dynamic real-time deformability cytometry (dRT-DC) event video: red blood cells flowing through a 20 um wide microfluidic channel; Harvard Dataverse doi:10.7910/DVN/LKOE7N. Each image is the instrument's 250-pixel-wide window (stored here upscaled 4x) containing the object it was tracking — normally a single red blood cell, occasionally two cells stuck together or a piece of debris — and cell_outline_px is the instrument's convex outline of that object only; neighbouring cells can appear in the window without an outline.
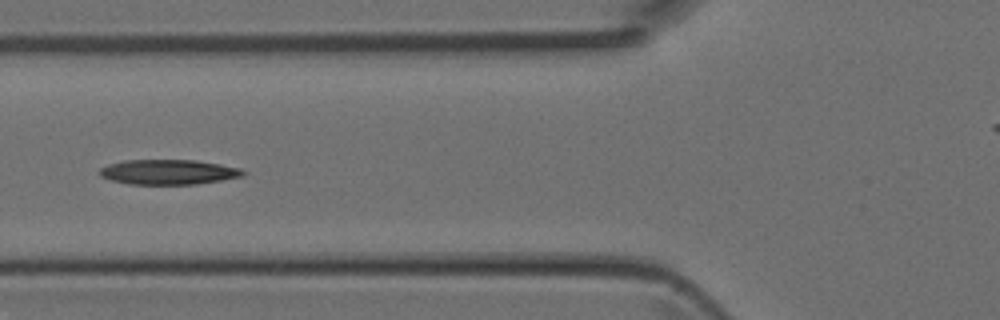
{"species": "Egyptian fruit bat (a non-hibernating species)", "species_latin": "Rousettus aegyptiacus", "temperature_condition": "room temperature", "stored_images_in_passage": 3, "camera_frame_rate_fps": 3000, "um_per_image_px": 0.085, "animal": {"sex": "female"}, "frame": {"image": 1, "passage_image": 3, "time_ms": 0.667, "image_size_px": [1000, 320], "cell_outline_px": [[248, 172], [244, 176], [196, 184], [128, 184], [112, 180], [100, 176], [96, 172], [100, 168], [108, 164], [124, 160], [196, 160], [220, 164], [240, 168]], "centroid_in_image_um": [14.3, 14.62], "position_along_channel_um": 111.5, "area_um2": 20.98}}